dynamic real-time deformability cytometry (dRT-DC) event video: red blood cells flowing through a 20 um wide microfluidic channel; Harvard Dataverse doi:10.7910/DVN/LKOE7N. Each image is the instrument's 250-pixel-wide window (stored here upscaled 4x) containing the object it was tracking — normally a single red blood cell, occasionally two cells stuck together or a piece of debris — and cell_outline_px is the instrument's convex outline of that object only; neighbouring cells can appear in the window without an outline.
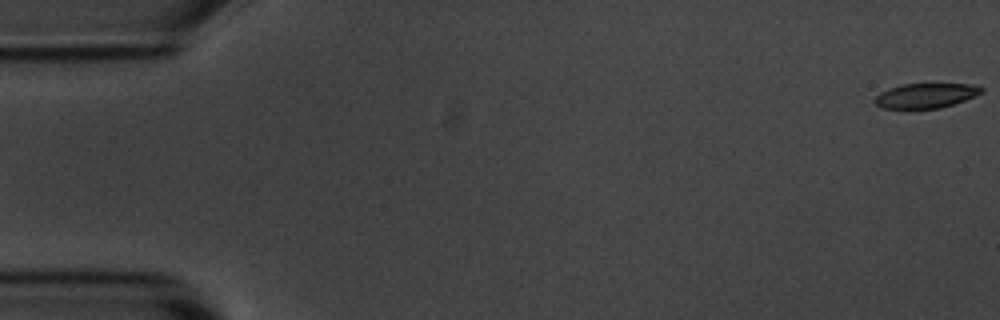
{"species": "common noctule bat (a hibernating species)", "species_latin": "Nyctalus noctula", "temperature_condition": "room temperature", "stored_images_in_passage": 55, "camera_frame_rate_fps": 3000, "um_per_image_px": 0.085, "animal": {"sex": "male", "body_mass_g": 20.1, "forearm_length_mm": 53.5}, "frame": {"image": 1, "passage_image": 1, "time_ms": 0.0, "image_size_px": [1000, 320], "cell_outline_px": [[984, 92], [964, 100], [940, 108], [884, 108], [876, 104], [876, 96], [880, 92], [888, 88], [900, 84], [972, 84], [984, 88]], "centroid_in_image_um": [78.71, 8.11], "position_along_channel_um": 6.3, "area_um2": 15.2}}
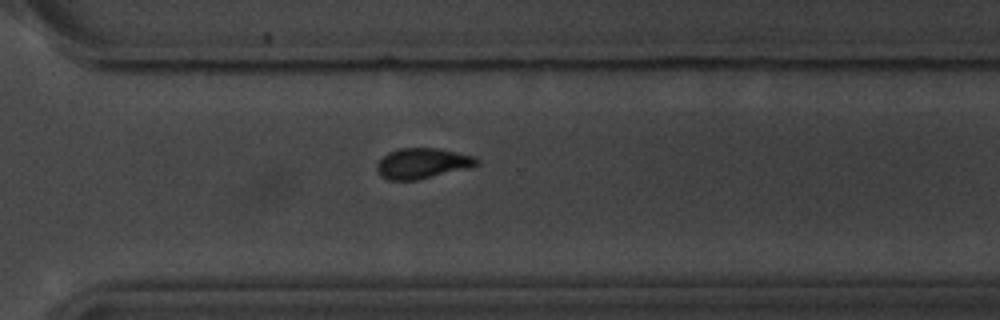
{"frame": {"image": 2, "passage_image": 39, "time_ms": 12.667, "image_size_px": [1000, 320], "cell_outline_px": [[480, 164], [468, 168], [416, 180], [388, 180], [380, 176], [376, 172], [376, 164], [388, 152], [400, 148], [436, 148], [476, 156], [480, 160]], "centroid_in_image_um": [35.9, 13.88], "position_along_channel_um": 334.7, "area_um2": 17.8}}
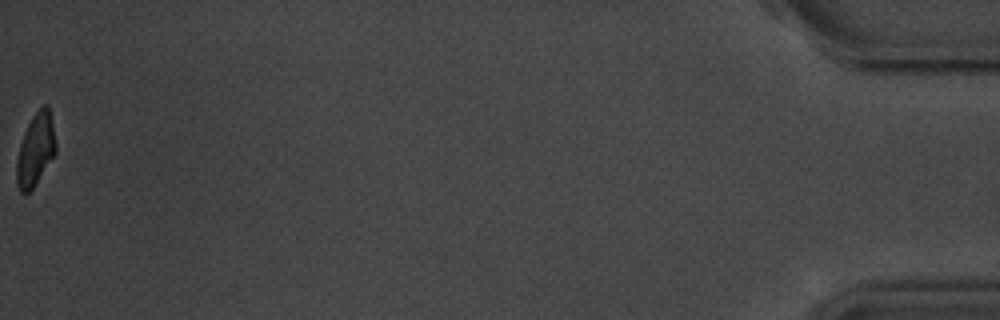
{"frame": {"image": 3, "passage_image": 55, "time_ms": 18.0, "image_size_px": [1000, 320], "cell_outline_px": [[56, 152], [32, 188], [28, 192], [20, 192], [16, 184], [16, 160], [20, 144], [24, 132], [32, 116], [44, 104], [48, 104], [56, 144]], "centroid_in_image_um": [3.0, 12.71], "position_along_channel_um": 432.2, "area_um2": 16.24}, "authors_computed_cell_mechanics": {"area_um2": 17.5134, "velocity_mm_per_s": 3.7173, "shape_relaxation_time_tau1_ms": null, "shape_relaxation_time_tau2_ms": 3.1162, "deformation_change_tau1": null, "deformation_change_tau2": 0.0816}}